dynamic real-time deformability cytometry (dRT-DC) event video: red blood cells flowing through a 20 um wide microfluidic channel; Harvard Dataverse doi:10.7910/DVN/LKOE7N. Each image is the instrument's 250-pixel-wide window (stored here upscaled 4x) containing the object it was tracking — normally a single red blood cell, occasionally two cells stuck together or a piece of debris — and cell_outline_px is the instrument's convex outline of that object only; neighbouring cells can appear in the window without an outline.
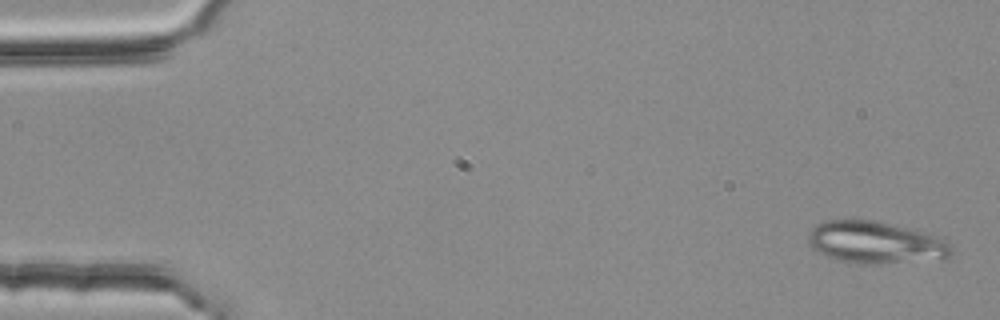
{"species": "common noctule bat (a hibernating species)", "species_latin": "Nyctalus noctula", "temperature_condition": "room temperature", "stored_images_in_passage": 4, "camera_frame_rate_fps": 3000, "um_per_image_px": 0.085, "animal": {"sex": "female", "body_mass_g": 25.1}, "frame": {"image": 1, "passage_image": 1, "time_ms": 0.0, "image_size_px": [1000, 320], "cell_outline_px": [[952, 252], [948, 256], [880, 264], [868, 264], [840, 260], [828, 256], [820, 252], [808, 240], [808, 232], [816, 224], [824, 220], [872, 220], [908, 228], [940, 236], [948, 244]], "centroid_in_image_um": [74.37, 20.58], "position_along_channel_um": 10.6, "area_um2": 34.1}}